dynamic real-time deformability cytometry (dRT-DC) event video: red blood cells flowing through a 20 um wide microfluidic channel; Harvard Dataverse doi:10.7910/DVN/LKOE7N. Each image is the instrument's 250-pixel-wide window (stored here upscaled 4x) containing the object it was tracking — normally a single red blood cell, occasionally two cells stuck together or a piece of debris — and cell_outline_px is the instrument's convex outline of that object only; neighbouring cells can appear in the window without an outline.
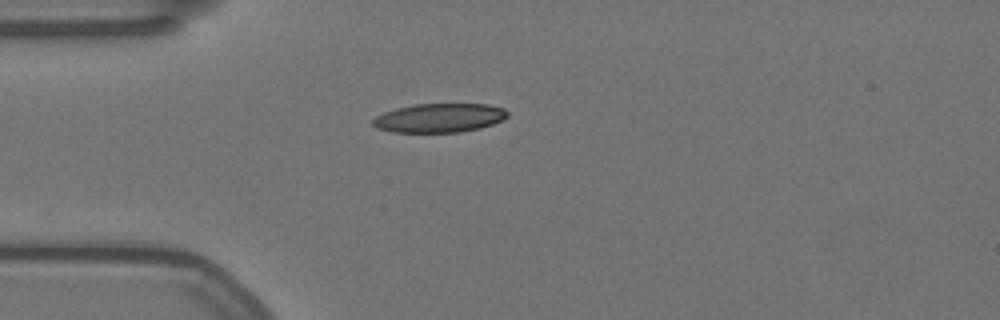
{"species": "Egyptian fruit bat (a non-hibernating species)", "species_latin": "Rousettus aegyptiacus", "temperature_condition": "warm", "stored_images_in_passage": 36, "camera_frame_rate_fps": 3000, "um_per_image_px": 0.085, "animal": {"sex": "female"}, "frame": {"image": 1, "passage_image": 1, "time_ms": 0.0, "image_size_px": [1000, 320], "cell_outline_px": [[508, 116], [492, 124], [480, 128], [460, 132], [392, 132], [376, 128], [372, 124], [372, 120], [376, 116], [384, 112], [396, 108], [416, 104], [488, 104], [504, 108], [508, 112]], "centroid_in_image_um": [37.33, 10.02], "position_along_channel_um": 47.7, "area_um2": 22.72}}
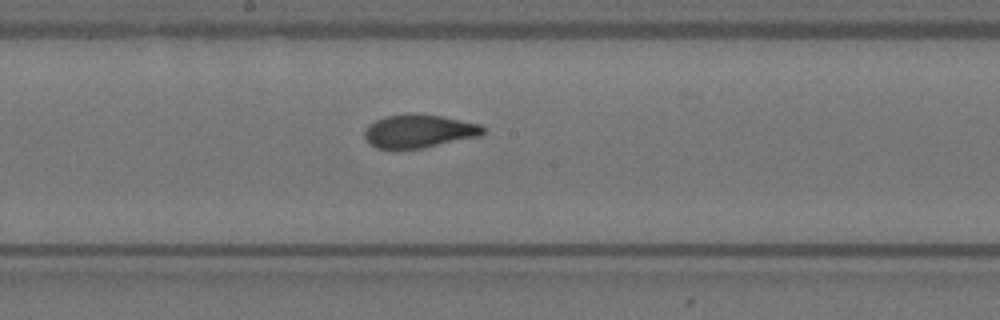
{"frame": {"image": 2, "passage_image": 16, "time_ms": 5.0, "image_size_px": [1000, 320], "cell_outline_px": [[484, 132], [480, 136], [424, 148], [392, 152], [376, 148], [368, 144], [364, 136], [364, 132], [368, 124], [384, 116], [440, 116], [480, 124], [484, 128]], "centroid_in_image_um": [35.54, 11.23], "position_along_channel_um": 212.7, "area_um2": 23.0}}
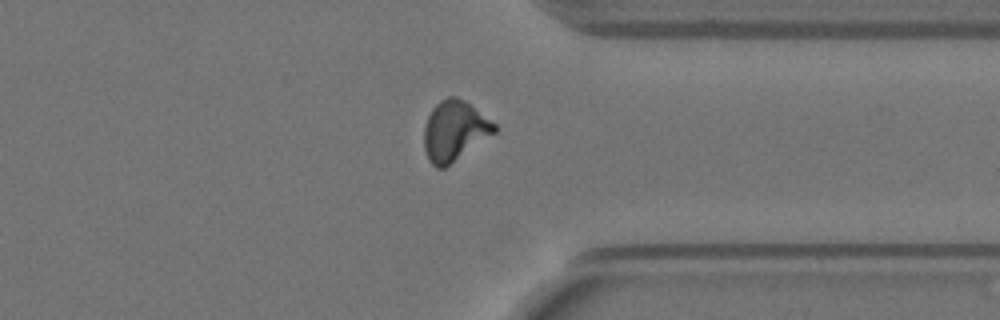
{"frame": {"image": 3, "passage_image": 30, "time_ms": 9.667, "image_size_px": [1000, 320], "cell_outline_px": [[496, 132], [444, 168], [436, 168], [428, 160], [424, 148], [424, 128], [428, 116], [432, 108], [440, 100], [448, 96], [456, 96], [464, 100], [496, 124]], "centroid_in_image_um": [38.61, 11.11], "position_along_channel_um": 372.8, "area_um2": 24.45}, "authors_computed_cell_mechanics": {"area_um2": 23.7269, "velocity_mm_per_s": 3.5225, "shape_relaxation_time_tau1_ms": 7.114, "shape_relaxation_time_tau2_ms": 1.1326, "deformation_change_tau1": 0.2247, "deformation_change_tau2": 0.0562}}